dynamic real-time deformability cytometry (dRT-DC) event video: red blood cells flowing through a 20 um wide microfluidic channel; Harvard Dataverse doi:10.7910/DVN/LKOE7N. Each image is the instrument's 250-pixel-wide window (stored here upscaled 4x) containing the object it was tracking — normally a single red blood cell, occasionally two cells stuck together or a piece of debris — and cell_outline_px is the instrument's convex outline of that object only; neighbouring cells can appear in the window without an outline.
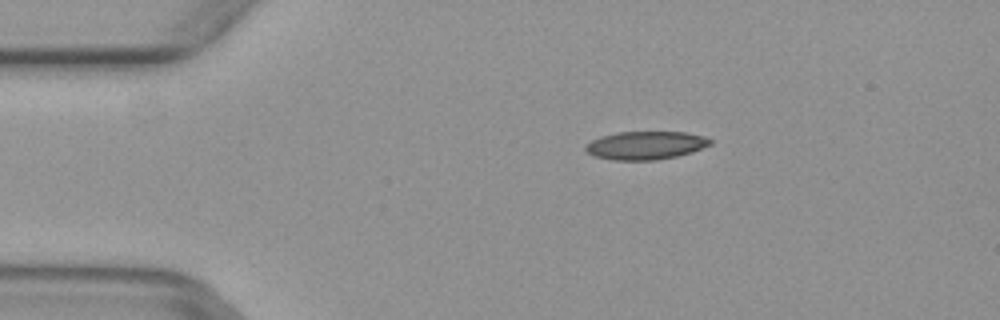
{"species": "common noctule bat (a hibernating species)", "species_latin": "Nyctalus noctula", "temperature_condition": "warm", "stored_images_in_passage": 3, "camera_frame_rate_fps": 3000, "um_per_image_px": 0.085, "animal": {"sex": "female", "body_mass_g": 29.2, "forearm_length_mm": 56.3}, "frame": {"image": 1, "passage_image": 2, "time_ms": 0.333, "image_size_px": [1000, 320], "cell_outline_px": [[712, 144], [692, 152], [676, 156], [656, 160], [612, 160], [592, 156], [584, 148], [592, 140], [600, 136], [616, 132], [684, 132], [704, 136], [712, 140]], "centroid_in_image_um": [54.87, 12.35], "position_along_channel_um": 30.1, "area_um2": 20.52}}